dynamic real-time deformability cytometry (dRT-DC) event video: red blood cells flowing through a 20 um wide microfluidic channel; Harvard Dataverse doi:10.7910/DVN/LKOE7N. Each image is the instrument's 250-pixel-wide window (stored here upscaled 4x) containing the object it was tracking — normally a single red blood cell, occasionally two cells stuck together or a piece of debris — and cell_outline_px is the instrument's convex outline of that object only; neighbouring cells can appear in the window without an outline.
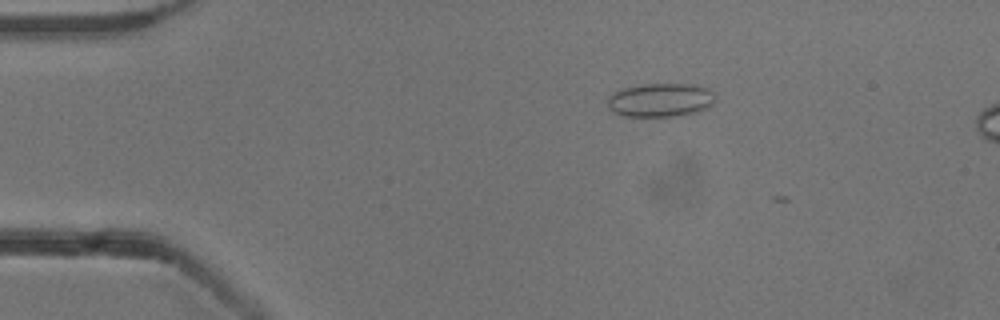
{"species": "common noctule bat (a hibernating species)", "species_latin": "Nyctalus noctula", "temperature_condition": "cold", "stored_images_in_passage": 4, "camera_frame_rate_fps": 3000, "um_per_image_px": 0.085, "animal": {"sex": "male", "body_mass_g": 13.3}, "frame": {"image": 1, "passage_image": 2, "time_ms": 0.333, "image_size_px": [1000, 320], "cell_outline_px": [[716, 100], [712, 104], [704, 108], [692, 112], [672, 116], [624, 116], [612, 112], [608, 104], [608, 96], [612, 92], [624, 88], [640, 84], [684, 84], [708, 88], [712, 92]], "centroid_in_image_um": [56.08, 8.49], "position_along_channel_um": 28.9, "area_um2": 20.87}}